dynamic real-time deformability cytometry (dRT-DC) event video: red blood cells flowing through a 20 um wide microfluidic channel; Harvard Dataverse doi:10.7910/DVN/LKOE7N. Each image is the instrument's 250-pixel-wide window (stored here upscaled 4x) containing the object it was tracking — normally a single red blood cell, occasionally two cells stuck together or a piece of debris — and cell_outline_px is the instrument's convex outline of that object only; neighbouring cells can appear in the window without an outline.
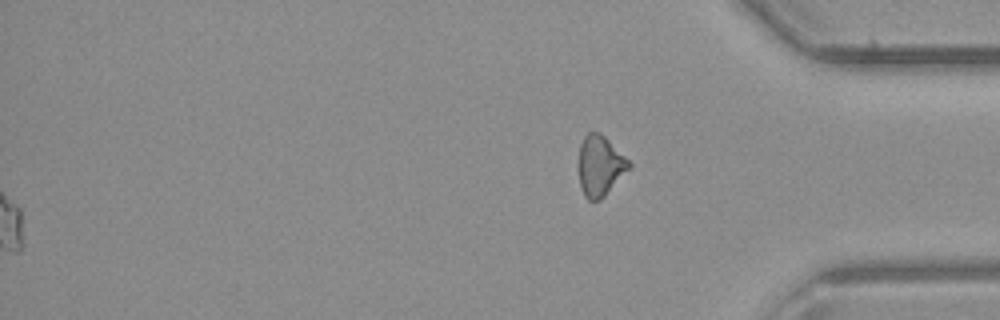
{"species": "common noctule bat (a hibernating species)", "species_latin": "Nyctalus noctula", "temperature_condition": "room temperature", "stored_images_in_passage": 38, "segment_of_instrument_passage": [2, 2], "camera_frame_rate_fps": 3000, "um_per_image_px": 0.085, "animal": {"sex": "male", "body_mass_g": 23.1, "forearm_length_mm": 52.7}, "frame": {"image": 1, "passage_image": 38, "time_ms": 12.333, "image_size_px": [1000, 320], "cell_outline_px": [[632, 164], [604, 196], [596, 200], [588, 200], [584, 196], [580, 188], [580, 144], [584, 136], [588, 132], [600, 132]], "centroid_in_image_um": [50.98, 14.08], "position_along_channel_um": 384.2, "area_um2": 17.11}}